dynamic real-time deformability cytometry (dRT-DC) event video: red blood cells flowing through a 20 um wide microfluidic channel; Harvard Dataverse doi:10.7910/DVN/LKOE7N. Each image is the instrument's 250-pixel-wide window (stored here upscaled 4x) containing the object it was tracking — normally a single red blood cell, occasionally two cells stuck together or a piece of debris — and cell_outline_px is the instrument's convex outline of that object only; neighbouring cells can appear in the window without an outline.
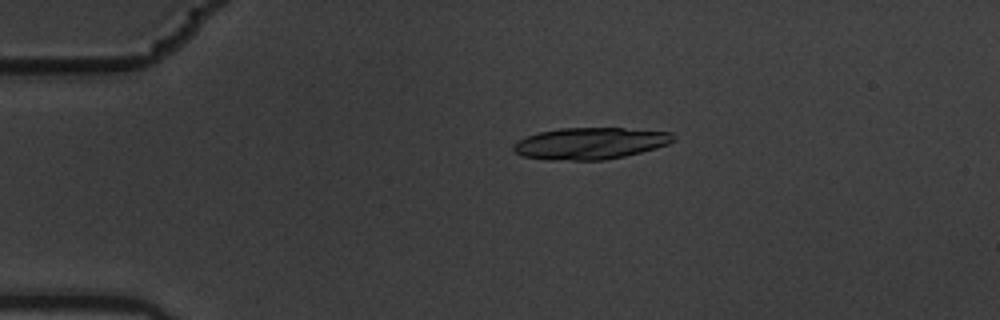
{"species": "common noctule bat (a hibernating species)", "species_latin": "Nyctalus noctula", "temperature_condition": "warm", "stored_images_in_passage": 6, "camera_frame_rate_fps": 3000, "um_per_image_px": 0.085, "animal": {"sex": "male", "body_mass_g": 19.5, "forearm_length_mm": 54.6}, "frame": {"image": 1, "passage_image": 4, "time_ms": 1.0, "image_size_px": [1000, 320], "cell_outline_px": [[676, 140], [668, 144], [656, 148], [624, 156], [604, 160], [548, 160], [524, 156], [516, 152], [512, 148], [512, 144], [528, 136], [540, 132], [560, 128], [624, 128], [672, 132], [676, 136]], "centroid_in_image_um": [50.21, 12.18], "position_along_channel_um": 34.8, "area_um2": 29.48}}